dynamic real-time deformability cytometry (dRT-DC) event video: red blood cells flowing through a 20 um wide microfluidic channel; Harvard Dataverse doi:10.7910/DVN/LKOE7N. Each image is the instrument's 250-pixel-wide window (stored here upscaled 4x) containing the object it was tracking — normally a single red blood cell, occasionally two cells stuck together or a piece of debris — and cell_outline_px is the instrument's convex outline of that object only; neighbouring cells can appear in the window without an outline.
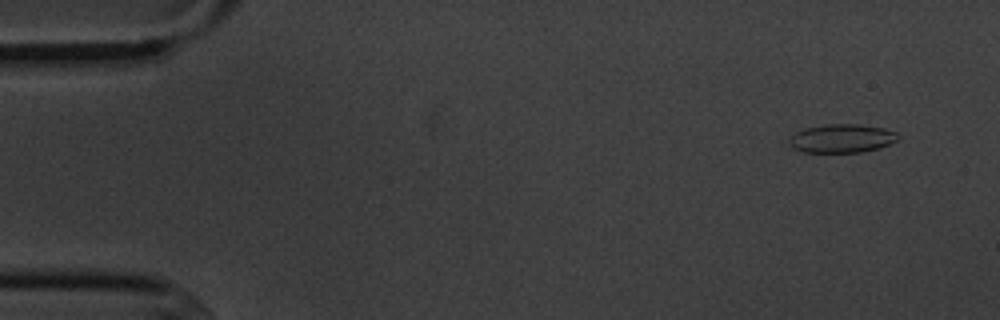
{"species": "common noctule bat (a hibernating species)", "species_latin": "Nyctalus noctula", "temperature_condition": "cold", "stored_images_in_passage": 8, "camera_frame_rate_fps": 3000, "um_per_image_px": 0.085, "animal": {"sex": "male", "body_mass_g": 20.1, "forearm_length_mm": 53.5}, "frame": {"image": 1, "passage_image": 1, "time_ms": 0.0, "image_size_px": [1000, 320], "cell_outline_px": [[900, 140], [880, 148], [860, 152], [804, 152], [792, 148], [788, 144], [788, 140], [796, 132], [804, 128], [828, 124], [860, 124], [884, 128], [896, 132], [900, 136]], "centroid_in_image_um": [71.58, 11.76], "position_along_channel_um": 13.4, "area_um2": 18.32}}
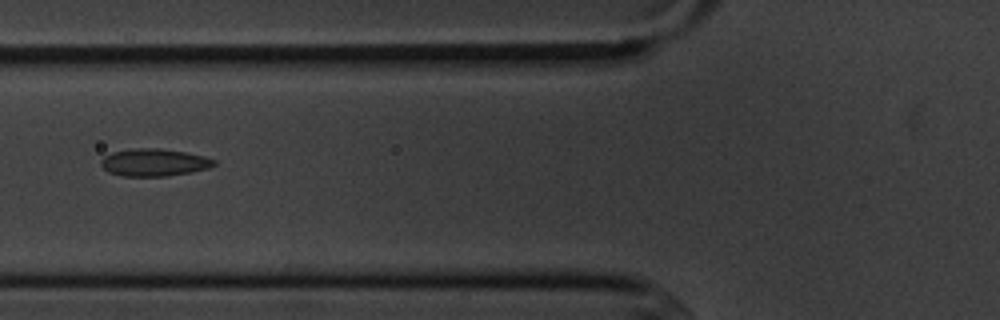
{"frame": {"image": 2, "passage_image": 6, "time_ms": 5.667, "image_size_px": [1000, 320], "cell_outline_px": [[216, 164], [208, 168], [192, 172], [164, 176], [120, 176], [108, 172], [100, 164], [100, 160], [104, 156], [112, 152], [132, 148], [156, 148], [184, 152], [204, 156], [216, 160]], "centroid_in_image_um": [13.07, 13.81], "position_along_channel_um": 112.7, "area_um2": 18.09}}
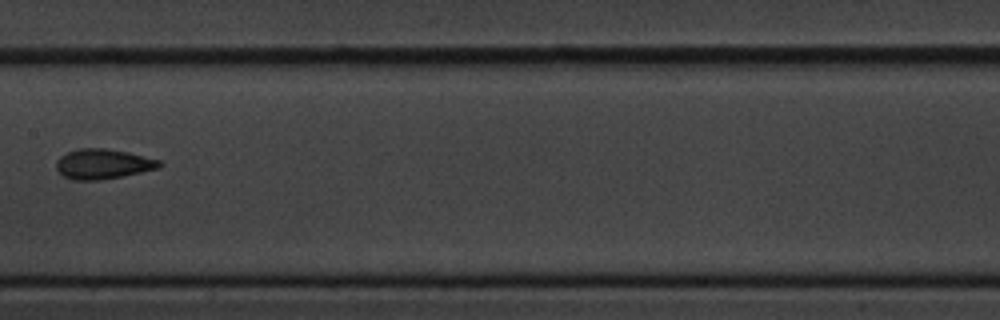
{"frame": {"image": 3, "passage_image": 8, "time_ms": 8.0, "image_size_px": [1000, 320], "cell_outline_px": [[164, 164], [160, 168], [100, 180], [72, 180], [64, 176], [56, 168], [56, 160], [60, 156], [76, 148], [108, 148], [128, 152], [160, 160]], "centroid_in_image_um": [8.75, 13.93], "position_along_channel_um": 198.6, "area_um2": 18.09}}